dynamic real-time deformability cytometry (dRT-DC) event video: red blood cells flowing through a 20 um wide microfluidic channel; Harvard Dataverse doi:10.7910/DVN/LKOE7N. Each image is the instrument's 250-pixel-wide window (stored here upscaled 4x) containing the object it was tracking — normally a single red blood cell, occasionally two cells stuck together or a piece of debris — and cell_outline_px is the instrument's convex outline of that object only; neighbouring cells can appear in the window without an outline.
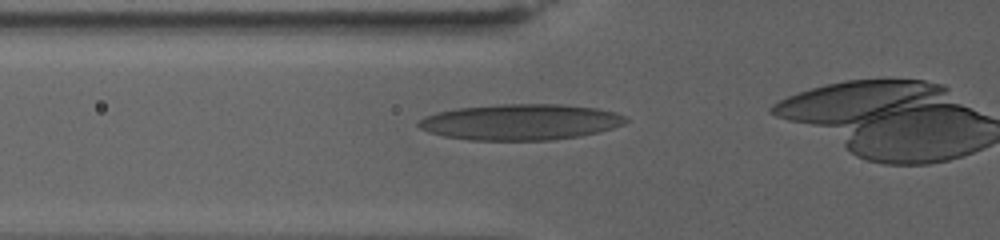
{"species": "human", "species_latin": "Homo sapiens", "temperature_condition": "warm", "stored_images_in_passage": 39, "camera_frame_rate_fps": 3000, "um_per_image_px": 0.085, "donor": {"sex": "female"}, "frame": {"image": 1, "passage_image": 2, "time_ms": 0.333, "image_size_px": [1000, 240], "cell_outline_px": [[628, 120], [624, 124], [612, 128], [580, 136], [552, 140], [468, 140], [444, 136], [428, 132], [420, 128], [416, 124], [424, 116], [436, 112], [456, 108], [496, 104], [560, 104], [596, 108], [616, 112], [624, 116]], "centroid_in_image_um": [44.21, 10.37], "position_along_channel_um": 81.6, "area_um2": 43.52}}
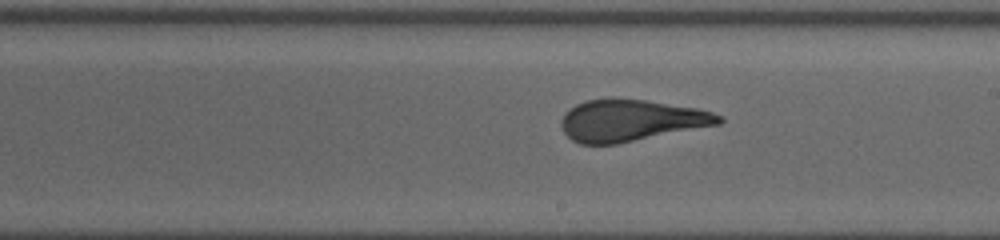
{"frame": {"image": 2, "passage_image": 19, "time_ms": 6.0, "image_size_px": [1000, 240], "cell_outline_px": [[724, 120], [720, 124], [616, 144], [580, 144], [572, 140], [564, 132], [560, 124], [564, 116], [576, 104], [588, 100], [644, 100], [696, 108], [712, 112], [724, 116]], "centroid_in_image_um": [53.67, 10.26], "position_along_channel_um": 235.3, "area_um2": 37.45}}
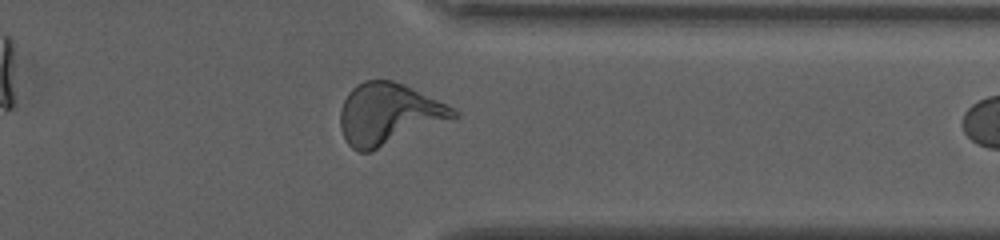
{"frame": {"image": 3, "passage_image": 35, "time_ms": 11.333, "image_size_px": [1000, 240], "cell_outline_px": [[460, 116], [368, 152], [360, 152], [352, 148], [348, 144], [340, 128], [340, 108], [348, 92], [356, 84], [364, 80], [392, 80], [404, 84], [460, 112]], "centroid_in_image_um": [32.99, 9.68], "position_along_channel_um": 378.4, "area_um2": 40.06}}